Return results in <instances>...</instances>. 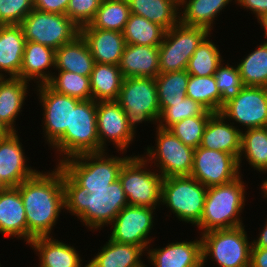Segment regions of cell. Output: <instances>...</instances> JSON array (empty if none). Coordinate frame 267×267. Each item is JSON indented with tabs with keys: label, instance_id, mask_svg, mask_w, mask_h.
Masks as SVG:
<instances>
[{
	"label": "cell",
	"instance_id": "obj_1",
	"mask_svg": "<svg viewBox=\"0 0 267 267\" xmlns=\"http://www.w3.org/2000/svg\"><path fill=\"white\" fill-rule=\"evenodd\" d=\"M57 167L48 174L39 171L16 187L25 208L28 244L36 237L50 236L61 209L65 207L63 169Z\"/></svg>",
	"mask_w": 267,
	"mask_h": 267
},
{
	"label": "cell",
	"instance_id": "obj_2",
	"mask_svg": "<svg viewBox=\"0 0 267 267\" xmlns=\"http://www.w3.org/2000/svg\"><path fill=\"white\" fill-rule=\"evenodd\" d=\"M65 209L78 216L91 229H101L113 222L117 214L128 205L121 182H115L101 189L80 187L63 170Z\"/></svg>",
	"mask_w": 267,
	"mask_h": 267
},
{
	"label": "cell",
	"instance_id": "obj_3",
	"mask_svg": "<svg viewBox=\"0 0 267 267\" xmlns=\"http://www.w3.org/2000/svg\"><path fill=\"white\" fill-rule=\"evenodd\" d=\"M240 177L230 183L207 188L203 213L197 224L202 233L243 225L239 214L245 205V187Z\"/></svg>",
	"mask_w": 267,
	"mask_h": 267
},
{
	"label": "cell",
	"instance_id": "obj_4",
	"mask_svg": "<svg viewBox=\"0 0 267 267\" xmlns=\"http://www.w3.org/2000/svg\"><path fill=\"white\" fill-rule=\"evenodd\" d=\"M97 102L82 100L72 107L71 128L52 144L53 148L63 154L62 159L82 153L103 152L97 132ZM67 155V156H65Z\"/></svg>",
	"mask_w": 267,
	"mask_h": 267
},
{
	"label": "cell",
	"instance_id": "obj_5",
	"mask_svg": "<svg viewBox=\"0 0 267 267\" xmlns=\"http://www.w3.org/2000/svg\"><path fill=\"white\" fill-rule=\"evenodd\" d=\"M104 153V151L82 153L61 159L58 165L80 187L87 189L106 188L118 179L120 169L129 156L106 158Z\"/></svg>",
	"mask_w": 267,
	"mask_h": 267
},
{
	"label": "cell",
	"instance_id": "obj_6",
	"mask_svg": "<svg viewBox=\"0 0 267 267\" xmlns=\"http://www.w3.org/2000/svg\"><path fill=\"white\" fill-rule=\"evenodd\" d=\"M117 102L124 110L127 124L133 133L136 132L135 124L143 121L158 122L160 118L155 78H124Z\"/></svg>",
	"mask_w": 267,
	"mask_h": 267
},
{
	"label": "cell",
	"instance_id": "obj_7",
	"mask_svg": "<svg viewBox=\"0 0 267 267\" xmlns=\"http://www.w3.org/2000/svg\"><path fill=\"white\" fill-rule=\"evenodd\" d=\"M207 187L191 176L163 178L161 203L184 222L197 225L203 213Z\"/></svg>",
	"mask_w": 267,
	"mask_h": 267
},
{
	"label": "cell",
	"instance_id": "obj_8",
	"mask_svg": "<svg viewBox=\"0 0 267 267\" xmlns=\"http://www.w3.org/2000/svg\"><path fill=\"white\" fill-rule=\"evenodd\" d=\"M203 265L208 256L220 267H250L251 246L244 226L202 233Z\"/></svg>",
	"mask_w": 267,
	"mask_h": 267
},
{
	"label": "cell",
	"instance_id": "obj_9",
	"mask_svg": "<svg viewBox=\"0 0 267 267\" xmlns=\"http://www.w3.org/2000/svg\"><path fill=\"white\" fill-rule=\"evenodd\" d=\"M146 163V157H129L122 165L118 179L128 205L156 208L157 203H161L163 177L147 171Z\"/></svg>",
	"mask_w": 267,
	"mask_h": 267
},
{
	"label": "cell",
	"instance_id": "obj_10",
	"mask_svg": "<svg viewBox=\"0 0 267 267\" xmlns=\"http://www.w3.org/2000/svg\"><path fill=\"white\" fill-rule=\"evenodd\" d=\"M208 35L209 31L203 27L180 22L167 30L159 45L160 73L186 70L189 59Z\"/></svg>",
	"mask_w": 267,
	"mask_h": 267
},
{
	"label": "cell",
	"instance_id": "obj_11",
	"mask_svg": "<svg viewBox=\"0 0 267 267\" xmlns=\"http://www.w3.org/2000/svg\"><path fill=\"white\" fill-rule=\"evenodd\" d=\"M26 41L57 50L80 35V28L64 14L33 9L21 22Z\"/></svg>",
	"mask_w": 267,
	"mask_h": 267
},
{
	"label": "cell",
	"instance_id": "obj_12",
	"mask_svg": "<svg viewBox=\"0 0 267 267\" xmlns=\"http://www.w3.org/2000/svg\"><path fill=\"white\" fill-rule=\"evenodd\" d=\"M157 149L147 148V161L158 162L160 175L163 178L170 176H190L195 149L186 146L169 129L157 126ZM155 158V159H154ZM151 159V160H150ZM158 159V160H157Z\"/></svg>",
	"mask_w": 267,
	"mask_h": 267
},
{
	"label": "cell",
	"instance_id": "obj_13",
	"mask_svg": "<svg viewBox=\"0 0 267 267\" xmlns=\"http://www.w3.org/2000/svg\"><path fill=\"white\" fill-rule=\"evenodd\" d=\"M239 173L238 159L234 155L203 147L195 149L190 176L207 188L230 183L240 176Z\"/></svg>",
	"mask_w": 267,
	"mask_h": 267
},
{
	"label": "cell",
	"instance_id": "obj_14",
	"mask_svg": "<svg viewBox=\"0 0 267 267\" xmlns=\"http://www.w3.org/2000/svg\"><path fill=\"white\" fill-rule=\"evenodd\" d=\"M220 113L247 129L263 128L267 125V88L244 86L234 99L223 106Z\"/></svg>",
	"mask_w": 267,
	"mask_h": 267
},
{
	"label": "cell",
	"instance_id": "obj_15",
	"mask_svg": "<svg viewBox=\"0 0 267 267\" xmlns=\"http://www.w3.org/2000/svg\"><path fill=\"white\" fill-rule=\"evenodd\" d=\"M154 209L156 208L127 205L113 220V231L109 239L117 243L134 244L144 251L147 250L151 241L148 235L153 227Z\"/></svg>",
	"mask_w": 267,
	"mask_h": 267
},
{
	"label": "cell",
	"instance_id": "obj_16",
	"mask_svg": "<svg viewBox=\"0 0 267 267\" xmlns=\"http://www.w3.org/2000/svg\"><path fill=\"white\" fill-rule=\"evenodd\" d=\"M38 87L40 103L44 110L45 137L52 145L66 129L71 128L72 107H76L82 100L58 93L48 84Z\"/></svg>",
	"mask_w": 267,
	"mask_h": 267
},
{
	"label": "cell",
	"instance_id": "obj_17",
	"mask_svg": "<svg viewBox=\"0 0 267 267\" xmlns=\"http://www.w3.org/2000/svg\"><path fill=\"white\" fill-rule=\"evenodd\" d=\"M97 132L100 147L105 150L106 139L126 151L135 133L127 124L125 112L117 101L97 102Z\"/></svg>",
	"mask_w": 267,
	"mask_h": 267
},
{
	"label": "cell",
	"instance_id": "obj_18",
	"mask_svg": "<svg viewBox=\"0 0 267 267\" xmlns=\"http://www.w3.org/2000/svg\"><path fill=\"white\" fill-rule=\"evenodd\" d=\"M19 140L16 132L0 140V182L5 187H17L38 172L27 166Z\"/></svg>",
	"mask_w": 267,
	"mask_h": 267
},
{
	"label": "cell",
	"instance_id": "obj_19",
	"mask_svg": "<svg viewBox=\"0 0 267 267\" xmlns=\"http://www.w3.org/2000/svg\"><path fill=\"white\" fill-rule=\"evenodd\" d=\"M95 63L119 65L126 45L123 33L96 28H80Z\"/></svg>",
	"mask_w": 267,
	"mask_h": 267
},
{
	"label": "cell",
	"instance_id": "obj_20",
	"mask_svg": "<svg viewBox=\"0 0 267 267\" xmlns=\"http://www.w3.org/2000/svg\"><path fill=\"white\" fill-rule=\"evenodd\" d=\"M154 267H204L202 239L168 244L162 249L148 250Z\"/></svg>",
	"mask_w": 267,
	"mask_h": 267
},
{
	"label": "cell",
	"instance_id": "obj_21",
	"mask_svg": "<svg viewBox=\"0 0 267 267\" xmlns=\"http://www.w3.org/2000/svg\"><path fill=\"white\" fill-rule=\"evenodd\" d=\"M119 68L124 78H156L160 73L159 46L126 44Z\"/></svg>",
	"mask_w": 267,
	"mask_h": 267
},
{
	"label": "cell",
	"instance_id": "obj_22",
	"mask_svg": "<svg viewBox=\"0 0 267 267\" xmlns=\"http://www.w3.org/2000/svg\"><path fill=\"white\" fill-rule=\"evenodd\" d=\"M224 119L226 118L220 112L210 116L199 147L227 152L238 159L242 131L233 124L225 123Z\"/></svg>",
	"mask_w": 267,
	"mask_h": 267
},
{
	"label": "cell",
	"instance_id": "obj_23",
	"mask_svg": "<svg viewBox=\"0 0 267 267\" xmlns=\"http://www.w3.org/2000/svg\"><path fill=\"white\" fill-rule=\"evenodd\" d=\"M0 233L24 238L28 243L25 208L19 190L6 187L0 191Z\"/></svg>",
	"mask_w": 267,
	"mask_h": 267
},
{
	"label": "cell",
	"instance_id": "obj_24",
	"mask_svg": "<svg viewBox=\"0 0 267 267\" xmlns=\"http://www.w3.org/2000/svg\"><path fill=\"white\" fill-rule=\"evenodd\" d=\"M26 39L21 25H0V72L19 77ZM0 73V77H6Z\"/></svg>",
	"mask_w": 267,
	"mask_h": 267
},
{
	"label": "cell",
	"instance_id": "obj_25",
	"mask_svg": "<svg viewBox=\"0 0 267 267\" xmlns=\"http://www.w3.org/2000/svg\"><path fill=\"white\" fill-rule=\"evenodd\" d=\"M55 68V50L36 42L26 41L21 70L19 78L30 81L37 79L36 81L41 84H47L52 75L46 73L48 68Z\"/></svg>",
	"mask_w": 267,
	"mask_h": 267
},
{
	"label": "cell",
	"instance_id": "obj_26",
	"mask_svg": "<svg viewBox=\"0 0 267 267\" xmlns=\"http://www.w3.org/2000/svg\"><path fill=\"white\" fill-rule=\"evenodd\" d=\"M94 64L88 44L81 34L55 50L56 70L90 76Z\"/></svg>",
	"mask_w": 267,
	"mask_h": 267
},
{
	"label": "cell",
	"instance_id": "obj_27",
	"mask_svg": "<svg viewBox=\"0 0 267 267\" xmlns=\"http://www.w3.org/2000/svg\"><path fill=\"white\" fill-rule=\"evenodd\" d=\"M29 245L39 252L40 267H81L82 260L75 248L52 239V236L36 237Z\"/></svg>",
	"mask_w": 267,
	"mask_h": 267
},
{
	"label": "cell",
	"instance_id": "obj_28",
	"mask_svg": "<svg viewBox=\"0 0 267 267\" xmlns=\"http://www.w3.org/2000/svg\"><path fill=\"white\" fill-rule=\"evenodd\" d=\"M143 249L134 244L117 243L111 239L87 264V267H142Z\"/></svg>",
	"mask_w": 267,
	"mask_h": 267
},
{
	"label": "cell",
	"instance_id": "obj_29",
	"mask_svg": "<svg viewBox=\"0 0 267 267\" xmlns=\"http://www.w3.org/2000/svg\"><path fill=\"white\" fill-rule=\"evenodd\" d=\"M130 13L142 16L166 31L180 22V0H127Z\"/></svg>",
	"mask_w": 267,
	"mask_h": 267
},
{
	"label": "cell",
	"instance_id": "obj_30",
	"mask_svg": "<svg viewBox=\"0 0 267 267\" xmlns=\"http://www.w3.org/2000/svg\"><path fill=\"white\" fill-rule=\"evenodd\" d=\"M123 79L119 65L95 63L90 74L92 100L117 101Z\"/></svg>",
	"mask_w": 267,
	"mask_h": 267
},
{
	"label": "cell",
	"instance_id": "obj_31",
	"mask_svg": "<svg viewBox=\"0 0 267 267\" xmlns=\"http://www.w3.org/2000/svg\"><path fill=\"white\" fill-rule=\"evenodd\" d=\"M27 84L19 77H0V119L13 131L14 120L18 116L27 96Z\"/></svg>",
	"mask_w": 267,
	"mask_h": 267
},
{
	"label": "cell",
	"instance_id": "obj_32",
	"mask_svg": "<svg viewBox=\"0 0 267 267\" xmlns=\"http://www.w3.org/2000/svg\"><path fill=\"white\" fill-rule=\"evenodd\" d=\"M232 0H180L185 6L180 17V23L186 26L203 27L209 32L217 13Z\"/></svg>",
	"mask_w": 267,
	"mask_h": 267
},
{
	"label": "cell",
	"instance_id": "obj_33",
	"mask_svg": "<svg viewBox=\"0 0 267 267\" xmlns=\"http://www.w3.org/2000/svg\"><path fill=\"white\" fill-rule=\"evenodd\" d=\"M130 14L127 0H102L93 20L81 28H96L123 33Z\"/></svg>",
	"mask_w": 267,
	"mask_h": 267
},
{
	"label": "cell",
	"instance_id": "obj_34",
	"mask_svg": "<svg viewBox=\"0 0 267 267\" xmlns=\"http://www.w3.org/2000/svg\"><path fill=\"white\" fill-rule=\"evenodd\" d=\"M166 30L146 18L131 13L123 31L126 44L159 46Z\"/></svg>",
	"mask_w": 267,
	"mask_h": 267
},
{
	"label": "cell",
	"instance_id": "obj_35",
	"mask_svg": "<svg viewBox=\"0 0 267 267\" xmlns=\"http://www.w3.org/2000/svg\"><path fill=\"white\" fill-rule=\"evenodd\" d=\"M243 153L254 169L256 168L259 172H267V134L264 128H252L247 129L244 133L241 132L239 169Z\"/></svg>",
	"mask_w": 267,
	"mask_h": 267
},
{
	"label": "cell",
	"instance_id": "obj_36",
	"mask_svg": "<svg viewBox=\"0 0 267 267\" xmlns=\"http://www.w3.org/2000/svg\"><path fill=\"white\" fill-rule=\"evenodd\" d=\"M189 74L186 70L159 73L155 78L160 111L169 103L182 101L186 94Z\"/></svg>",
	"mask_w": 267,
	"mask_h": 267
},
{
	"label": "cell",
	"instance_id": "obj_37",
	"mask_svg": "<svg viewBox=\"0 0 267 267\" xmlns=\"http://www.w3.org/2000/svg\"><path fill=\"white\" fill-rule=\"evenodd\" d=\"M237 67L243 86L267 88V42L248 54Z\"/></svg>",
	"mask_w": 267,
	"mask_h": 267
},
{
	"label": "cell",
	"instance_id": "obj_38",
	"mask_svg": "<svg viewBox=\"0 0 267 267\" xmlns=\"http://www.w3.org/2000/svg\"><path fill=\"white\" fill-rule=\"evenodd\" d=\"M186 94L208 111L221 112V95L214 75L205 77L189 75Z\"/></svg>",
	"mask_w": 267,
	"mask_h": 267
},
{
	"label": "cell",
	"instance_id": "obj_39",
	"mask_svg": "<svg viewBox=\"0 0 267 267\" xmlns=\"http://www.w3.org/2000/svg\"><path fill=\"white\" fill-rule=\"evenodd\" d=\"M222 61L218 48L206 37L189 59L186 71L193 76H211Z\"/></svg>",
	"mask_w": 267,
	"mask_h": 267
},
{
	"label": "cell",
	"instance_id": "obj_40",
	"mask_svg": "<svg viewBox=\"0 0 267 267\" xmlns=\"http://www.w3.org/2000/svg\"><path fill=\"white\" fill-rule=\"evenodd\" d=\"M47 84L58 93L80 100L92 99L90 76L58 70V77L52 74Z\"/></svg>",
	"mask_w": 267,
	"mask_h": 267
},
{
	"label": "cell",
	"instance_id": "obj_41",
	"mask_svg": "<svg viewBox=\"0 0 267 267\" xmlns=\"http://www.w3.org/2000/svg\"><path fill=\"white\" fill-rule=\"evenodd\" d=\"M212 114L213 112L208 111L200 103L194 101L192 98L185 97L182 101L169 103V106H166L161 111L160 118L158 120L160 124H158V127L162 129H169L175 123L188 117L211 116Z\"/></svg>",
	"mask_w": 267,
	"mask_h": 267
},
{
	"label": "cell",
	"instance_id": "obj_42",
	"mask_svg": "<svg viewBox=\"0 0 267 267\" xmlns=\"http://www.w3.org/2000/svg\"><path fill=\"white\" fill-rule=\"evenodd\" d=\"M210 116H194L172 125L169 130L186 146L196 149L200 146L205 126Z\"/></svg>",
	"mask_w": 267,
	"mask_h": 267
},
{
	"label": "cell",
	"instance_id": "obj_43",
	"mask_svg": "<svg viewBox=\"0 0 267 267\" xmlns=\"http://www.w3.org/2000/svg\"><path fill=\"white\" fill-rule=\"evenodd\" d=\"M217 88L221 95V109L223 106L234 99L244 87L238 67L220 64L214 74Z\"/></svg>",
	"mask_w": 267,
	"mask_h": 267
},
{
	"label": "cell",
	"instance_id": "obj_44",
	"mask_svg": "<svg viewBox=\"0 0 267 267\" xmlns=\"http://www.w3.org/2000/svg\"><path fill=\"white\" fill-rule=\"evenodd\" d=\"M34 9V0H0V25H20Z\"/></svg>",
	"mask_w": 267,
	"mask_h": 267
},
{
	"label": "cell",
	"instance_id": "obj_45",
	"mask_svg": "<svg viewBox=\"0 0 267 267\" xmlns=\"http://www.w3.org/2000/svg\"><path fill=\"white\" fill-rule=\"evenodd\" d=\"M101 2L102 0H69L66 15L81 28L93 20Z\"/></svg>",
	"mask_w": 267,
	"mask_h": 267
},
{
	"label": "cell",
	"instance_id": "obj_46",
	"mask_svg": "<svg viewBox=\"0 0 267 267\" xmlns=\"http://www.w3.org/2000/svg\"><path fill=\"white\" fill-rule=\"evenodd\" d=\"M69 0H34V9L66 15Z\"/></svg>",
	"mask_w": 267,
	"mask_h": 267
},
{
	"label": "cell",
	"instance_id": "obj_47",
	"mask_svg": "<svg viewBox=\"0 0 267 267\" xmlns=\"http://www.w3.org/2000/svg\"><path fill=\"white\" fill-rule=\"evenodd\" d=\"M240 6H243L254 12L257 19L264 13H267V0H235Z\"/></svg>",
	"mask_w": 267,
	"mask_h": 267
},
{
	"label": "cell",
	"instance_id": "obj_48",
	"mask_svg": "<svg viewBox=\"0 0 267 267\" xmlns=\"http://www.w3.org/2000/svg\"><path fill=\"white\" fill-rule=\"evenodd\" d=\"M250 267H267V248L251 247Z\"/></svg>",
	"mask_w": 267,
	"mask_h": 267
},
{
	"label": "cell",
	"instance_id": "obj_49",
	"mask_svg": "<svg viewBox=\"0 0 267 267\" xmlns=\"http://www.w3.org/2000/svg\"><path fill=\"white\" fill-rule=\"evenodd\" d=\"M260 236L258 239L254 240L251 247H260V248H267V222L262 229V232L259 234Z\"/></svg>",
	"mask_w": 267,
	"mask_h": 267
},
{
	"label": "cell",
	"instance_id": "obj_50",
	"mask_svg": "<svg viewBox=\"0 0 267 267\" xmlns=\"http://www.w3.org/2000/svg\"><path fill=\"white\" fill-rule=\"evenodd\" d=\"M13 131L0 119V140L8 138Z\"/></svg>",
	"mask_w": 267,
	"mask_h": 267
},
{
	"label": "cell",
	"instance_id": "obj_51",
	"mask_svg": "<svg viewBox=\"0 0 267 267\" xmlns=\"http://www.w3.org/2000/svg\"><path fill=\"white\" fill-rule=\"evenodd\" d=\"M258 22L264 28L265 36L267 38V13H264L260 18H258Z\"/></svg>",
	"mask_w": 267,
	"mask_h": 267
},
{
	"label": "cell",
	"instance_id": "obj_52",
	"mask_svg": "<svg viewBox=\"0 0 267 267\" xmlns=\"http://www.w3.org/2000/svg\"><path fill=\"white\" fill-rule=\"evenodd\" d=\"M262 192H264V196L267 197V180H265L263 183H262Z\"/></svg>",
	"mask_w": 267,
	"mask_h": 267
},
{
	"label": "cell",
	"instance_id": "obj_53",
	"mask_svg": "<svg viewBox=\"0 0 267 267\" xmlns=\"http://www.w3.org/2000/svg\"><path fill=\"white\" fill-rule=\"evenodd\" d=\"M6 187L0 182V191L5 189Z\"/></svg>",
	"mask_w": 267,
	"mask_h": 267
},
{
	"label": "cell",
	"instance_id": "obj_54",
	"mask_svg": "<svg viewBox=\"0 0 267 267\" xmlns=\"http://www.w3.org/2000/svg\"><path fill=\"white\" fill-rule=\"evenodd\" d=\"M265 129V132L267 134V125L263 127Z\"/></svg>",
	"mask_w": 267,
	"mask_h": 267
}]
</instances>
